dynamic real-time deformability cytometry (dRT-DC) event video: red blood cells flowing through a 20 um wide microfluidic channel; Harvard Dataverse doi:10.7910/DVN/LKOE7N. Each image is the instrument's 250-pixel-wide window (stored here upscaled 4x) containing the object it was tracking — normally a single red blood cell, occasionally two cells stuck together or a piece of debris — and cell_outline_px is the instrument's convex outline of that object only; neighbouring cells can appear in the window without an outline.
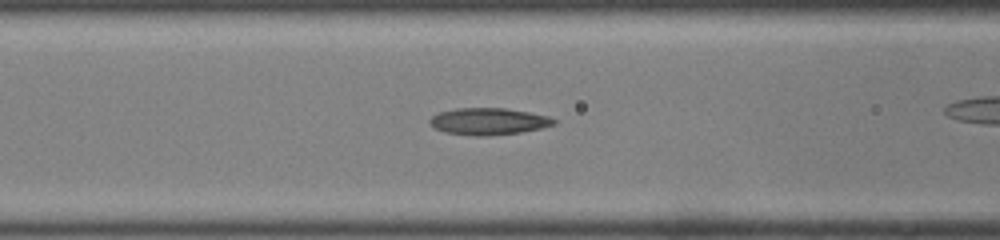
{"species": "common noctule bat (a hibernating species)", "species_latin": "Nyctalus noctula", "temperature_condition": "room temperature", "stored_images_in_passage": 31, "camera_frame_rate_fps": 3000, "um_per_image_px": 0.085, "animal": {"sex": "male", "body_mass_g": 19.0, "forearm_length_mm": 50.8}, "frame": {"image": 1, "passage_image": 13, "time_ms": 4.0, "image_size_px": [1000, 240], "cell_outline_px": [[556, 124], [540, 128], [520, 132], [488, 136], [476, 136], [444, 132], [436, 128], [428, 120], [432, 116], [440, 112], [456, 108], [504, 108], [528, 112], [548, 116], [556, 120]], "centroid_in_image_um": [41.52, 10.32], "position_along_channel_um": 125.1, "area_um2": 19.25}}
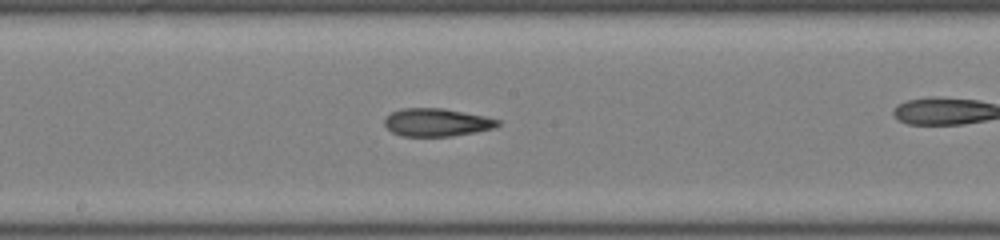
{"frame": {"image": 2, "passage_image": 19, "time_ms": 6.0, "image_size_px": [1000, 240], "cell_outline_px": [[500, 124], [496, 128], [476, 132], [452, 136], [400, 136], [392, 132], [384, 124], [384, 120], [392, 112], [400, 108], [444, 108], [484, 116], [500, 120]], "centroid_in_image_um": [37.14, 10.4], "position_along_channel_um": 211.1, "area_um2": 18.5}}
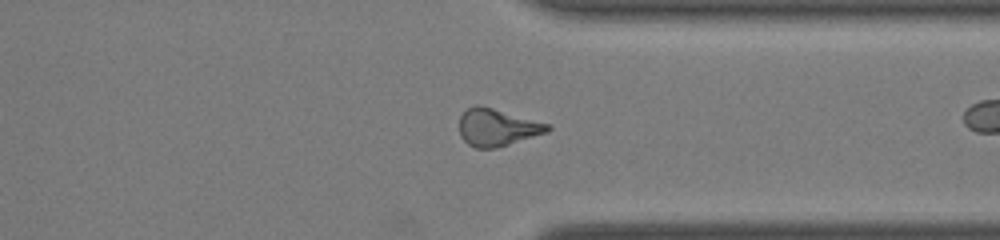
{"frame": {"image": 3, "passage_image": 30, "time_ms": 9.667, "image_size_px": [1000, 240], "cell_outline_px": [[552, 128], [548, 132], [496, 148], [476, 148], [468, 144], [460, 136], [460, 116], [468, 108], [476, 104], [480, 104], [548, 124]], "centroid_in_image_um": [42.24, 10.82], "position_along_channel_um": 369.2, "area_um2": 19.02}}